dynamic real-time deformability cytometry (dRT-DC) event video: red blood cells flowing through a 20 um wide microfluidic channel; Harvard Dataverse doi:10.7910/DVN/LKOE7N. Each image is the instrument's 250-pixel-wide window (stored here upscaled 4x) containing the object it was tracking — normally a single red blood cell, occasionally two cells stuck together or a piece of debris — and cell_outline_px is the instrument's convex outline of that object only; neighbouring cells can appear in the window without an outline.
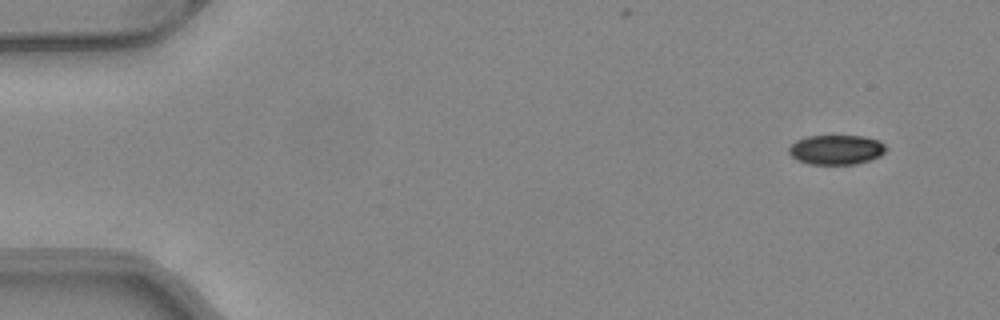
{"species": "common noctule bat (a hibernating species)", "species_latin": "Nyctalus noctula", "temperature_condition": "warm", "stored_images_in_passage": 47, "camera_frame_rate_fps": 3000, "um_per_image_px": 0.085, "animal": {"sex": "female", "body_mass_g": 24.6, "forearm_length_mm": 56.2}, "frame": {"image": 1, "passage_image": 1, "time_ms": 0.0, "image_size_px": [1000, 320], "cell_outline_px": [[888, 148], [880, 156], [856, 164], [808, 164], [796, 160], [788, 152], [788, 148], [796, 140], [808, 136], [864, 136], [880, 140]], "centroid_in_image_um": [71.08, 12.72], "position_along_channel_um": 13.9, "area_um2": 16.88}}
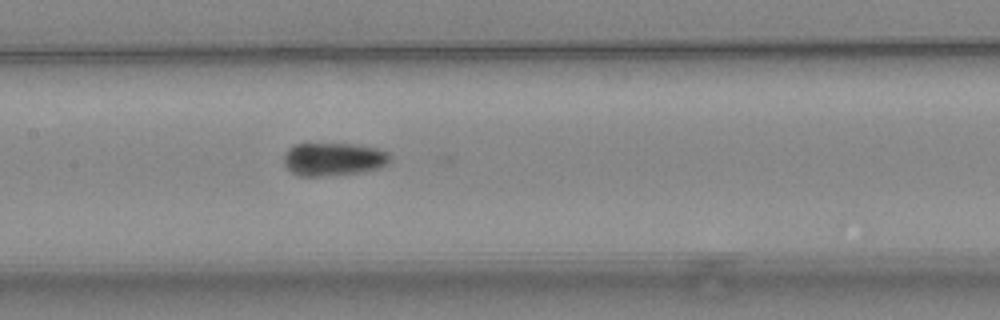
{"frame": {"image": 2, "passage_image": 22, "time_ms": 7.0, "image_size_px": [1000, 320], "cell_outline_px": [[392, 160], [380, 168], [360, 172], [324, 176], [300, 176], [292, 172], [284, 164], [284, 156], [296, 144], [352, 144], [376, 148], [388, 152], [392, 156]], "centroid_in_image_um": [28.4, 13.54], "position_along_channel_um": 179.0, "area_um2": 20.29}}
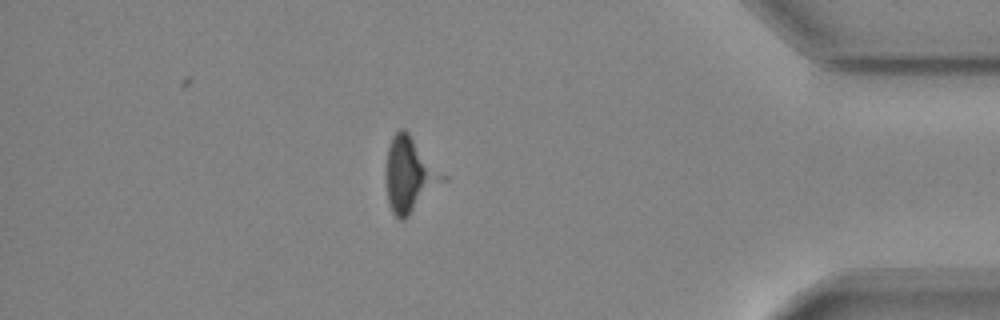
{"frame": {"image": 3, "passage_image": 41, "time_ms": 13.333, "image_size_px": [1000, 320], "cell_outline_px": [[432, 176], [408, 216], [404, 220], [400, 220], [392, 212], [388, 204], [384, 172], [384, 168], [388, 148], [392, 136], [400, 128], [404, 128], [408, 132]], "centroid_in_image_um": [34.37, 14.82], "position_along_channel_um": 400.8, "area_um2": 20.11}}